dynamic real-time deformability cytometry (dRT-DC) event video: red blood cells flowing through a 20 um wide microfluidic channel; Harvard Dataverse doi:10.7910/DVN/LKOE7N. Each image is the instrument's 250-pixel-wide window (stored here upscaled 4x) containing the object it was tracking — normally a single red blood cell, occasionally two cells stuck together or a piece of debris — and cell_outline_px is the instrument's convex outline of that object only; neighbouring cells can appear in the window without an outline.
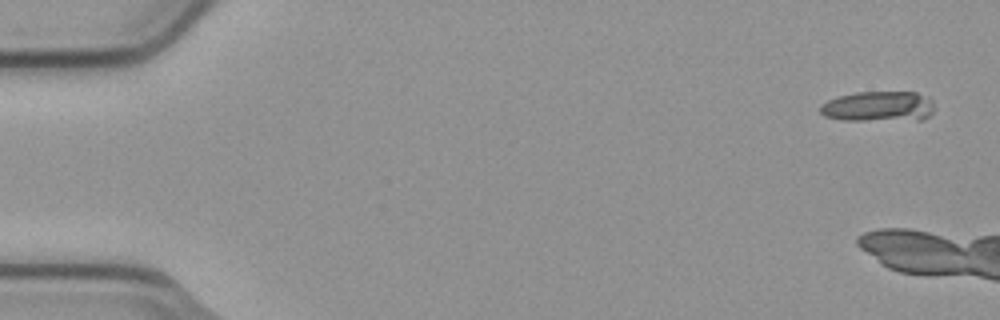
{"species": "common noctule bat (a hibernating species)", "species_latin": "Nyctalus noctula", "temperature_condition": "cold", "stored_images_in_passage": 4, "camera_frame_rate_fps": 3000, "um_per_image_px": 0.085, "animal": {"sex": "male", "body_mass_g": 23.1, "forearm_length_mm": 52.7}, "frame": {"image": 1, "passage_image": 1, "time_ms": 0.0, "image_size_px": [1000, 320], "cell_outline_px": [[932, 112], [928, 116], [920, 120], [844, 120], [824, 116], [820, 112], [820, 104], [828, 100], [840, 96], [856, 92], [916, 92], [928, 96], [932, 100]], "centroid_in_image_um": [74.67, 9.05], "position_along_channel_um": 10.3, "area_um2": 20.23}}